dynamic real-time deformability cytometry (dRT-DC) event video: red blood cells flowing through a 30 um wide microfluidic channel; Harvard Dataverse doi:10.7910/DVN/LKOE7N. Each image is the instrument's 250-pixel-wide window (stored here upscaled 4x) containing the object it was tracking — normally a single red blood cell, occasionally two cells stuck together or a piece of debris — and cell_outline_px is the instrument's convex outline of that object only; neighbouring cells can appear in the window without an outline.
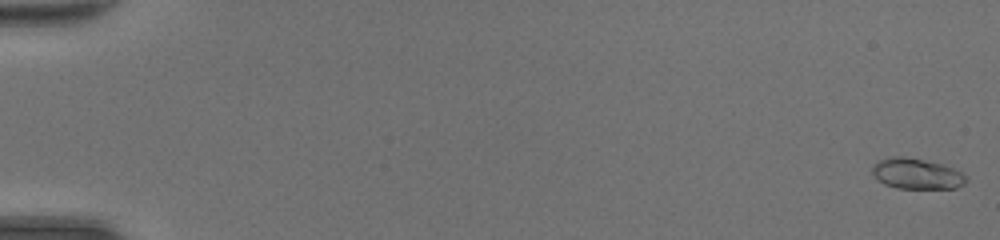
{"species": "common noctule bat (a hibernating species)", "species_latin": "Nyctalus noctula", "temperature_condition": "room temperature", "stored_images_in_passage": 49, "camera_frame_rate_fps": 3000, "um_per_image_px": 0.085, "animal": {"sex": "female", "body_mass_g": 20.0, "forearm_length_mm": 54.0}, "frame": {"image": 1, "passage_image": 1, "time_ms": 0.0, "image_size_px": [1000, 240], "cell_outline_px": [[968, 180], [964, 184], [956, 188], [896, 188], [884, 184], [872, 172], [872, 164], [876, 160], [892, 156], [904, 156], [924, 160], [940, 164], [952, 168], [968, 176]], "centroid_in_image_um": [77.9, 14.76], "position_along_channel_um": 7.1, "area_um2": 16.76}}
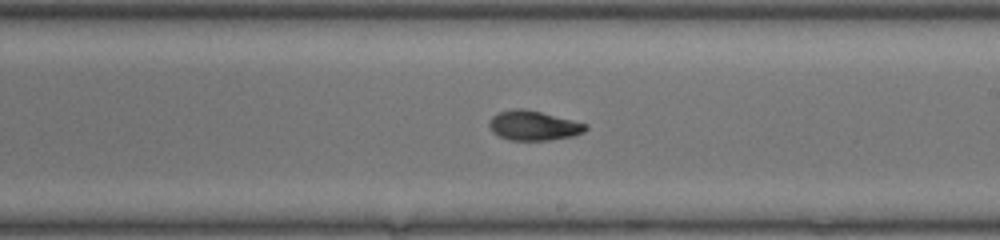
{"frame": {"image": 2, "passage_image": 30, "time_ms": 9.667, "image_size_px": [1000, 240], "cell_outline_px": [[588, 128], [584, 132], [572, 136], [548, 140], [508, 140], [492, 132], [488, 124], [492, 116], [500, 112], [512, 108], [524, 108], [588, 124]], "centroid_in_image_um": [45.33, 10.67], "position_along_channel_um": 243.7, "area_um2": 16.59}}
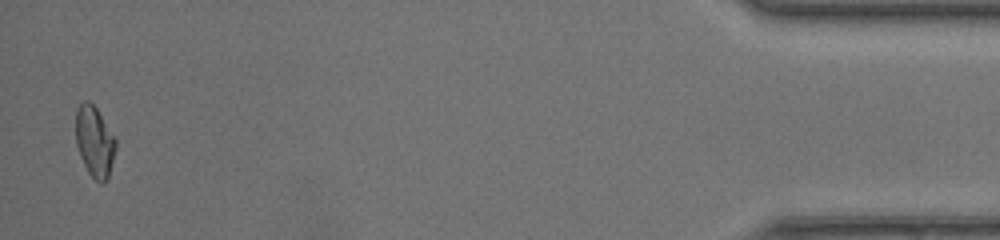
{"frame": {"image": 3, "passage_image": 48, "time_ms": 15.667, "image_size_px": [1000, 240], "cell_outline_px": [[116, 148], [108, 176], [100, 184], [88, 172], [80, 156], [76, 144], [76, 108], [84, 100], [88, 100], [96, 108], [116, 140]], "centroid_in_image_um": [8.02, 12.01], "position_along_channel_um": 427.2, "area_um2": 16.18}, "authors_computed_cell_mechanics": {"area_um2": 16.473, "velocity_mm_per_s": 4.4209, "shape_relaxation_time_tau1_ms": 5.3121, "shape_relaxation_time_tau2_ms": 2.5624, "deformation_change_tau1": 0.1926, "deformation_change_tau2": 0.0804}}